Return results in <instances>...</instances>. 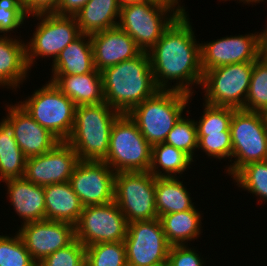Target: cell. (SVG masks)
<instances>
[{
    "mask_svg": "<svg viewBox=\"0 0 267 266\" xmlns=\"http://www.w3.org/2000/svg\"><path fill=\"white\" fill-rule=\"evenodd\" d=\"M189 19L187 12L180 13L148 51L153 78L159 90L193 95L191 86L202 84L201 46L195 39ZM173 80L177 83L171 86Z\"/></svg>",
    "mask_w": 267,
    "mask_h": 266,
    "instance_id": "cell-1",
    "label": "cell"
},
{
    "mask_svg": "<svg viewBox=\"0 0 267 266\" xmlns=\"http://www.w3.org/2000/svg\"><path fill=\"white\" fill-rule=\"evenodd\" d=\"M101 77L105 102L120 114H128L159 90L148 52L105 68Z\"/></svg>",
    "mask_w": 267,
    "mask_h": 266,
    "instance_id": "cell-2",
    "label": "cell"
},
{
    "mask_svg": "<svg viewBox=\"0 0 267 266\" xmlns=\"http://www.w3.org/2000/svg\"><path fill=\"white\" fill-rule=\"evenodd\" d=\"M119 115L106 102L75 108L74 126L66 142L78 154L79 160L106 159L113 123Z\"/></svg>",
    "mask_w": 267,
    "mask_h": 266,
    "instance_id": "cell-3",
    "label": "cell"
},
{
    "mask_svg": "<svg viewBox=\"0 0 267 266\" xmlns=\"http://www.w3.org/2000/svg\"><path fill=\"white\" fill-rule=\"evenodd\" d=\"M184 11L185 7L179 4H162L153 0L127 3L121 5L118 27L128 33L143 52H148Z\"/></svg>",
    "mask_w": 267,
    "mask_h": 266,
    "instance_id": "cell-4",
    "label": "cell"
},
{
    "mask_svg": "<svg viewBox=\"0 0 267 266\" xmlns=\"http://www.w3.org/2000/svg\"><path fill=\"white\" fill-rule=\"evenodd\" d=\"M191 96L176 90H158L128 115L151 146L160 144L183 116Z\"/></svg>",
    "mask_w": 267,
    "mask_h": 266,
    "instance_id": "cell-5",
    "label": "cell"
},
{
    "mask_svg": "<svg viewBox=\"0 0 267 266\" xmlns=\"http://www.w3.org/2000/svg\"><path fill=\"white\" fill-rule=\"evenodd\" d=\"M152 146L128 114H120L110 134L104 162L115 172L149 171Z\"/></svg>",
    "mask_w": 267,
    "mask_h": 266,
    "instance_id": "cell-6",
    "label": "cell"
},
{
    "mask_svg": "<svg viewBox=\"0 0 267 266\" xmlns=\"http://www.w3.org/2000/svg\"><path fill=\"white\" fill-rule=\"evenodd\" d=\"M19 102L39 125L60 141L68 139L74 126L76 105L53 82L48 81L28 99Z\"/></svg>",
    "mask_w": 267,
    "mask_h": 266,
    "instance_id": "cell-7",
    "label": "cell"
},
{
    "mask_svg": "<svg viewBox=\"0 0 267 266\" xmlns=\"http://www.w3.org/2000/svg\"><path fill=\"white\" fill-rule=\"evenodd\" d=\"M232 158L227 168L233 177L242 167L267 160V131L260 112L237 109L230 124Z\"/></svg>",
    "mask_w": 267,
    "mask_h": 266,
    "instance_id": "cell-8",
    "label": "cell"
},
{
    "mask_svg": "<svg viewBox=\"0 0 267 266\" xmlns=\"http://www.w3.org/2000/svg\"><path fill=\"white\" fill-rule=\"evenodd\" d=\"M254 62L235 63L207 70L201 86L204 101L215 106L243 109Z\"/></svg>",
    "mask_w": 267,
    "mask_h": 266,
    "instance_id": "cell-9",
    "label": "cell"
},
{
    "mask_svg": "<svg viewBox=\"0 0 267 266\" xmlns=\"http://www.w3.org/2000/svg\"><path fill=\"white\" fill-rule=\"evenodd\" d=\"M155 182L149 171L116 173L114 201L127 223L158 218Z\"/></svg>",
    "mask_w": 267,
    "mask_h": 266,
    "instance_id": "cell-10",
    "label": "cell"
},
{
    "mask_svg": "<svg viewBox=\"0 0 267 266\" xmlns=\"http://www.w3.org/2000/svg\"><path fill=\"white\" fill-rule=\"evenodd\" d=\"M127 225L115 201L85 206L74 225L75 238L85 247L97 243L124 242Z\"/></svg>",
    "mask_w": 267,
    "mask_h": 266,
    "instance_id": "cell-11",
    "label": "cell"
},
{
    "mask_svg": "<svg viewBox=\"0 0 267 266\" xmlns=\"http://www.w3.org/2000/svg\"><path fill=\"white\" fill-rule=\"evenodd\" d=\"M37 20L35 32L26 44V60L29 69L37 57H53L58 54L81 33L75 16H61L54 13L34 15Z\"/></svg>",
    "mask_w": 267,
    "mask_h": 266,
    "instance_id": "cell-12",
    "label": "cell"
},
{
    "mask_svg": "<svg viewBox=\"0 0 267 266\" xmlns=\"http://www.w3.org/2000/svg\"><path fill=\"white\" fill-rule=\"evenodd\" d=\"M124 244L127 266L163 263L167 261L171 247L159 218L128 223Z\"/></svg>",
    "mask_w": 267,
    "mask_h": 266,
    "instance_id": "cell-13",
    "label": "cell"
},
{
    "mask_svg": "<svg viewBox=\"0 0 267 266\" xmlns=\"http://www.w3.org/2000/svg\"><path fill=\"white\" fill-rule=\"evenodd\" d=\"M116 173L104 161L80 160L70 184L82 205H102L114 201Z\"/></svg>",
    "mask_w": 267,
    "mask_h": 266,
    "instance_id": "cell-14",
    "label": "cell"
},
{
    "mask_svg": "<svg viewBox=\"0 0 267 266\" xmlns=\"http://www.w3.org/2000/svg\"><path fill=\"white\" fill-rule=\"evenodd\" d=\"M79 161L74 149L66 141H61L52 150L27 158L23 177L43 187L65 183L70 180Z\"/></svg>",
    "mask_w": 267,
    "mask_h": 266,
    "instance_id": "cell-15",
    "label": "cell"
},
{
    "mask_svg": "<svg viewBox=\"0 0 267 266\" xmlns=\"http://www.w3.org/2000/svg\"><path fill=\"white\" fill-rule=\"evenodd\" d=\"M201 67L205 73L212 68L243 62H254L260 57V34L250 33L223 37L200 43Z\"/></svg>",
    "mask_w": 267,
    "mask_h": 266,
    "instance_id": "cell-16",
    "label": "cell"
},
{
    "mask_svg": "<svg viewBox=\"0 0 267 266\" xmlns=\"http://www.w3.org/2000/svg\"><path fill=\"white\" fill-rule=\"evenodd\" d=\"M19 228L17 233L37 264L75 239L74 225L68 222L43 220L21 224Z\"/></svg>",
    "mask_w": 267,
    "mask_h": 266,
    "instance_id": "cell-17",
    "label": "cell"
},
{
    "mask_svg": "<svg viewBox=\"0 0 267 266\" xmlns=\"http://www.w3.org/2000/svg\"><path fill=\"white\" fill-rule=\"evenodd\" d=\"M4 117L14 128V138L24 155L29 158L52 150L61 142L49 130L39 125L20 105H7Z\"/></svg>",
    "mask_w": 267,
    "mask_h": 266,
    "instance_id": "cell-18",
    "label": "cell"
},
{
    "mask_svg": "<svg viewBox=\"0 0 267 266\" xmlns=\"http://www.w3.org/2000/svg\"><path fill=\"white\" fill-rule=\"evenodd\" d=\"M97 71L138 56L142 50L133 38L118 26L90 34Z\"/></svg>",
    "mask_w": 267,
    "mask_h": 266,
    "instance_id": "cell-19",
    "label": "cell"
},
{
    "mask_svg": "<svg viewBox=\"0 0 267 266\" xmlns=\"http://www.w3.org/2000/svg\"><path fill=\"white\" fill-rule=\"evenodd\" d=\"M7 198L22 224L45 220V195L43 186L33 184L24 177L4 180Z\"/></svg>",
    "mask_w": 267,
    "mask_h": 266,
    "instance_id": "cell-20",
    "label": "cell"
},
{
    "mask_svg": "<svg viewBox=\"0 0 267 266\" xmlns=\"http://www.w3.org/2000/svg\"><path fill=\"white\" fill-rule=\"evenodd\" d=\"M52 78V79H51ZM53 82L77 106L105 102L101 72L96 69L81 75H53Z\"/></svg>",
    "mask_w": 267,
    "mask_h": 266,
    "instance_id": "cell-21",
    "label": "cell"
},
{
    "mask_svg": "<svg viewBox=\"0 0 267 266\" xmlns=\"http://www.w3.org/2000/svg\"><path fill=\"white\" fill-rule=\"evenodd\" d=\"M29 70L26 43L10 35H0V87L16 90L27 79Z\"/></svg>",
    "mask_w": 267,
    "mask_h": 266,
    "instance_id": "cell-22",
    "label": "cell"
},
{
    "mask_svg": "<svg viewBox=\"0 0 267 266\" xmlns=\"http://www.w3.org/2000/svg\"><path fill=\"white\" fill-rule=\"evenodd\" d=\"M45 195V220L68 222L75 225L83 211L78 195L70 182L43 187Z\"/></svg>",
    "mask_w": 267,
    "mask_h": 266,
    "instance_id": "cell-23",
    "label": "cell"
},
{
    "mask_svg": "<svg viewBox=\"0 0 267 266\" xmlns=\"http://www.w3.org/2000/svg\"><path fill=\"white\" fill-rule=\"evenodd\" d=\"M52 63V75H81L94 71L96 68L90 35L81 33Z\"/></svg>",
    "mask_w": 267,
    "mask_h": 266,
    "instance_id": "cell-24",
    "label": "cell"
},
{
    "mask_svg": "<svg viewBox=\"0 0 267 266\" xmlns=\"http://www.w3.org/2000/svg\"><path fill=\"white\" fill-rule=\"evenodd\" d=\"M120 10L119 0H89L75 16L80 33L90 35L117 27Z\"/></svg>",
    "mask_w": 267,
    "mask_h": 266,
    "instance_id": "cell-25",
    "label": "cell"
},
{
    "mask_svg": "<svg viewBox=\"0 0 267 266\" xmlns=\"http://www.w3.org/2000/svg\"><path fill=\"white\" fill-rule=\"evenodd\" d=\"M196 206L183 212L162 215L163 232L171 246L185 245L201 234V216Z\"/></svg>",
    "mask_w": 267,
    "mask_h": 266,
    "instance_id": "cell-26",
    "label": "cell"
},
{
    "mask_svg": "<svg viewBox=\"0 0 267 266\" xmlns=\"http://www.w3.org/2000/svg\"><path fill=\"white\" fill-rule=\"evenodd\" d=\"M186 188L178 177H156L155 197L158 218L165 214L183 212L195 207Z\"/></svg>",
    "mask_w": 267,
    "mask_h": 266,
    "instance_id": "cell-27",
    "label": "cell"
},
{
    "mask_svg": "<svg viewBox=\"0 0 267 266\" xmlns=\"http://www.w3.org/2000/svg\"><path fill=\"white\" fill-rule=\"evenodd\" d=\"M0 122V181L22 178L27 157L17 144L13 126L2 118Z\"/></svg>",
    "mask_w": 267,
    "mask_h": 266,
    "instance_id": "cell-28",
    "label": "cell"
},
{
    "mask_svg": "<svg viewBox=\"0 0 267 266\" xmlns=\"http://www.w3.org/2000/svg\"><path fill=\"white\" fill-rule=\"evenodd\" d=\"M192 162L194 161L188 154L163 142L152 146L149 172L155 177H177L176 174L181 176Z\"/></svg>",
    "mask_w": 267,
    "mask_h": 266,
    "instance_id": "cell-29",
    "label": "cell"
},
{
    "mask_svg": "<svg viewBox=\"0 0 267 266\" xmlns=\"http://www.w3.org/2000/svg\"><path fill=\"white\" fill-rule=\"evenodd\" d=\"M267 109V60L254 61L250 86L243 110L263 112Z\"/></svg>",
    "mask_w": 267,
    "mask_h": 266,
    "instance_id": "cell-30",
    "label": "cell"
},
{
    "mask_svg": "<svg viewBox=\"0 0 267 266\" xmlns=\"http://www.w3.org/2000/svg\"><path fill=\"white\" fill-rule=\"evenodd\" d=\"M232 178L238 187L260 197L259 201L267 202V160L245 165Z\"/></svg>",
    "mask_w": 267,
    "mask_h": 266,
    "instance_id": "cell-31",
    "label": "cell"
},
{
    "mask_svg": "<svg viewBox=\"0 0 267 266\" xmlns=\"http://www.w3.org/2000/svg\"><path fill=\"white\" fill-rule=\"evenodd\" d=\"M87 266H127L124 242L97 243L86 247Z\"/></svg>",
    "mask_w": 267,
    "mask_h": 266,
    "instance_id": "cell-32",
    "label": "cell"
},
{
    "mask_svg": "<svg viewBox=\"0 0 267 266\" xmlns=\"http://www.w3.org/2000/svg\"><path fill=\"white\" fill-rule=\"evenodd\" d=\"M205 107L199 122L196 120L197 135L230 132V124L236 109L203 103Z\"/></svg>",
    "mask_w": 267,
    "mask_h": 266,
    "instance_id": "cell-33",
    "label": "cell"
},
{
    "mask_svg": "<svg viewBox=\"0 0 267 266\" xmlns=\"http://www.w3.org/2000/svg\"><path fill=\"white\" fill-rule=\"evenodd\" d=\"M164 143L182 150L194 159V151L198 148L195 120L188 119L183 115L168 133Z\"/></svg>",
    "mask_w": 267,
    "mask_h": 266,
    "instance_id": "cell-34",
    "label": "cell"
},
{
    "mask_svg": "<svg viewBox=\"0 0 267 266\" xmlns=\"http://www.w3.org/2000/svg\"><path fill=\"white\" fill-rule=\"evenodd\" d=\"M20 235H0V266H37Z\"/></svg>",
    "mask_w": 267,
    "mask_h": 266,
    "instance_id": "cell-35",
    "label": "cell"
},
{
    "mask_svg": "<svg viewBox=\"0 0 267 266\" xmlns=\"http://www.w3.org/2000/svg\"><path fill=\"white\" fill-rule=\"evenodd\" d=\"M37 266H87L86 247L76 238L43 259Z\"/></svg>",
    "mask_w": 267,
    "mask_h": 266,
    "instance_id": "cell-36",
    "label": "cell"
},
{
    "mask_svg": "<svg viewBox=\"0 0 267 266\" xmlns=\"http://www.w3.org/2000/svg\"><path fill=\"white\" fill-rule=\"evenodd\" d=\"M198 150H203L208 157L217 159L232 158L231 132L207 133L197 135Z\"/></svg>",
    "mask_w": 267,
    "mask_h": 266,
    "instance_id": "cell-37",
    "label": "cell"
},
{
    "mask_svg": "<svg viewBox=\"0 0 267 266\" xmlns=\"http://www.w3.org/2000/svg\"><path fill=\"white\" fill-rule=\"evenodd\" d=\"M26 11L18 0H0V33L7 35L10 31L17 30L25 21Z\"/></svg>",
    "mask_w": 267,
    "mask_h": 266,
    "instance_id": "cell-38",
    "label": "cell"
},
{
    "mask_svg": "<svg viewBox=\"0 0 267 266\" xmlns=\"http://www.w3.org/2000/svg\"><path fill=\"white\" fill-rule=\"evenodd\" d=\"M167 261L170 266H204L205 263L195 249L188 247V243L171 246Z\"/></svg>",
    "mask_w": 267,
    "mask_h": 266,
    "instance_id": "cell-39",
    "label": "cell"
},
{
    "mask_svg": "<svg viewBox=\"0 0 267 266\" xmlns=\"http://www.w3.org/2000/svg\"><path fill=\"white\" fill-rule=\"evenodd\" d=\"M26 11L27 17L39 14H51L57 10L59 0H18Z\"/></svg>",
    "mask_w": 267,
    "mask_h": 266,
    "instance_id": "cell-40",
    "label": "cell"
},
{
    "mask_svg": "<svg viewBox=\"0 0 267 266\" xmlns=\"http://www.w3.org/2000/svg\"><path fill=\"white\" fill-rule=\"evenodd\" d=\"M88 1L89 0H59L57 10L54 14L61 16H76Z\"/></svg>",
    "mask_w": 267,
    "mask_h": 266,
    "instance_id": "cell-41",
    "label": "cell"
},
{
    "mask_svg": "<svg viewBox=\"0 0 267 266\" xmlns=\"http://www.w3.org/2000/svg\"><path fill=\"white\" fill-rule=\"evenodd\" d=\"M260 34V57L267 60V29Z\"/></svg>",
    "mask_w": 267,
    "mask_h": 266,
    "instance_id": "cell-42",
    "label": "cell"
},
{
    "mask_svg": "<svg viewBox=\"0 0 267 266\" xmlns=\"http://www.w3.org/2000/svg\"><path fill=\"white\" fill-rule=\"evenodd\" d=\"M121 5L132 3V2H138L143 0H119ZM162 4H179L180 0H153Z\"/></svg>",
    "mask_w": 267,
    "mask_h": 266,
    "instance_id": "cell-43",
    "label": "cell"
},
{
    "mask_svg": "<svg viewBox=\"0 0 267 266\" xmlns=\"http://www.w3.org/2000/svg\"><path fill=\"white\" fill-rule=\"evenodd\" d=\"M261 115H262V118H263V121H264V124H265V129L267 131V109L264 110L263 112H261Z\"/></svg>",
    "mask_w": 267,
    "mask_h": 266,
    "instance_id": "cell-44",
    "label": "cell"
},
{
    "mask_svg": "<svg viewBox=\"0 0 267 266\" xmlns=\"http://www.w3.org/2000/svg\"><path fill=\"white\" fill-rule=\"evenodd\" d=\"M154 266H170V265H169L168 261H165L163 263H160V264H157V265H154Z\"/></svg>",
    "mask_w": 267,
    "mask_h": 266,
    "instance_id": "cell-45",
    "label": "cell"
},
{
    "mask_svg": "<svg viewBox=\"0 0 267 266\" xmlns=\"http://www.w3.org/2000/svg\"><path fill=\"white\" fill-rule=\"evenodd\" d=\"M260 2H263V0H255V1L253 2V4H254V3H260ZM265 29H267V26L265 27Z\"/></svg>",
    "mask_w": 267,
    "mask_h": 266,
    "instance_id": "cell-46",
    "label": "cell"
}]
</instances>
